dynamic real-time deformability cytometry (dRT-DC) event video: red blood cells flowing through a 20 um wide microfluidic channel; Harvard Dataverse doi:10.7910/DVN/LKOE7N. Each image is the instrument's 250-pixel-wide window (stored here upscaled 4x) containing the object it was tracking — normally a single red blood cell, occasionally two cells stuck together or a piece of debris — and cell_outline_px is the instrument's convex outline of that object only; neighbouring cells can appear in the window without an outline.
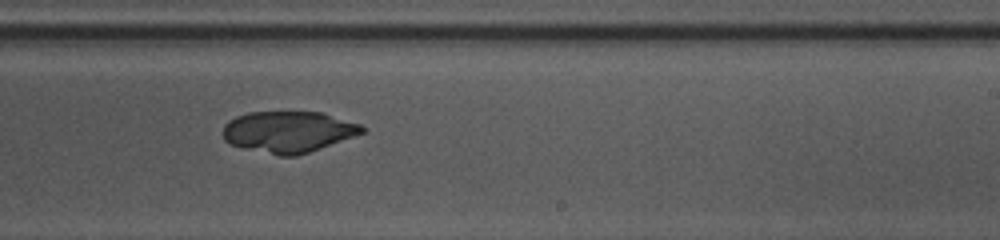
{"species": "common noctule bat (a hibernating species)", "species_latin": "Nyctalus noctula", "temperature_condition": "warm", "stored_images_in_passage": 48, "camera_frame_rate_fps": 3000, "um_per_image_px": 0.085, "animal": {"sex": "female", "body_mass_g": 10.0, "forearm_length_mm": 53.1}, "frame": {"image": 1, "passage_image": 28, "time_ms": 9.0, "image_size_px": [1000, 240], "cell_outline_px": [[368, 128], [364, 132], [320, 148], [296, 156], [280, 156], [244, 148], [228, 144], [224, 140], [224, 124], [228, 120], [236, 116], [248, 112], [320, 112], [360, 124]], "centroid_in_image_um": [24.48, 11.2], "position_along_channel_um": 264.5, "area_um2": 33.29}}
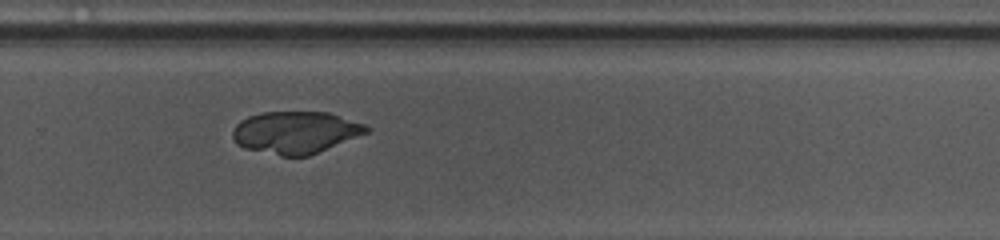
{"frame": {"image": 2, "passage_image": 31, "time_ms": 10.0, "image_size_px": [1000, 240], "cell_outline_px": [[372, 128], [368, 132], [308, 156], [280, 156], [244, 148], [236, 144], [232, 136], [232, 132], [236, 124], [240, 120], [248, 116], [264, 112], [328, 112], [364, 124]], "centroid_in_image_um": [25.09, 11.25], "position_along_channel_um": 304.7, "area_um2": 32.77}}